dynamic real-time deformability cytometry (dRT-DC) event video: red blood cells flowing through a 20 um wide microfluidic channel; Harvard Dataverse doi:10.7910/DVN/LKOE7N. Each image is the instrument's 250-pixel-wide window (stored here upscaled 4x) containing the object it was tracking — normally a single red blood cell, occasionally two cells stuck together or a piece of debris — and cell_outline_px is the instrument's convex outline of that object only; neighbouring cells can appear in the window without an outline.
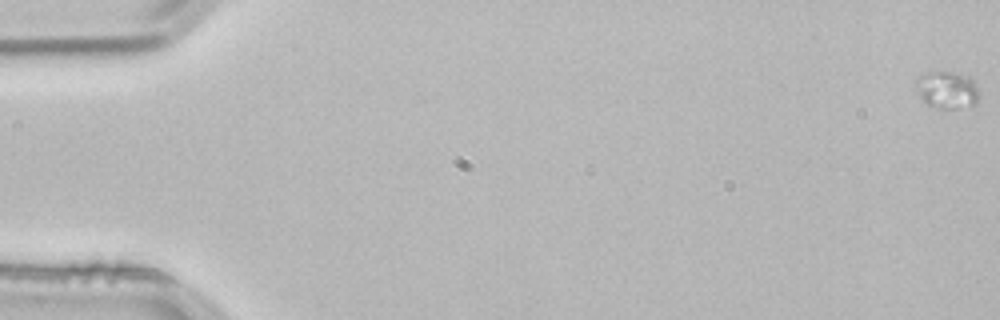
{"species": "common noctule bat (a hibernating species)", "species_latin": "Nyctalus noctula", "temperature_condition": "room temperature", "stored_images_in_passage": 56, "camera_frame_rate_fps": 3000, "um_per_image_px": 0.085, "animal": {"sex": "male", "body_mass_g": 21.5, "forearm_length_mm": 52.0}, "frame": {"image": 1, "passage_image": 1, "time_ms": 0.0, "image_size_px": [1000, 320], "cell_outline_px": [[976, 104], [956, 108], [940, 108], [928, 104], [920, 96], [916, 88], [916, 80], [920, 76], [928, 72], [956, 72], [968, 76], [972, 80], [976, 88]], "centroid_in_image_um": [80.47, 7.62], "position_along_channel_um": 4.5, "area_um2": 13.24}}
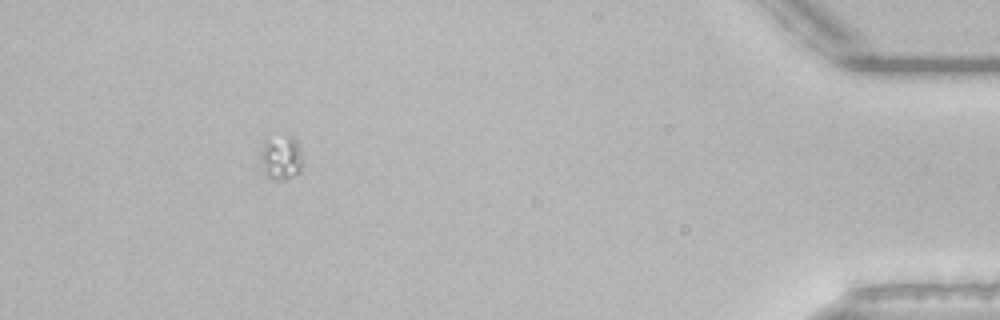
{"frame": {"image": 2, "passage_image": 51, "time_ms": 16.667, "image_size_px": [1000, 320], "cell_outline_px": [[304, 164], [300, 172], [284, 180], [276, 180], [268, 176], [260, 156], [260, 152], [264, 144], [268, 140], [288, 136], [292, 136], [296, 140]], "centroid_in_image_um": [23.95, 13.43], "position_along_channel_um": 411.3, "area_um2": 10.46}}